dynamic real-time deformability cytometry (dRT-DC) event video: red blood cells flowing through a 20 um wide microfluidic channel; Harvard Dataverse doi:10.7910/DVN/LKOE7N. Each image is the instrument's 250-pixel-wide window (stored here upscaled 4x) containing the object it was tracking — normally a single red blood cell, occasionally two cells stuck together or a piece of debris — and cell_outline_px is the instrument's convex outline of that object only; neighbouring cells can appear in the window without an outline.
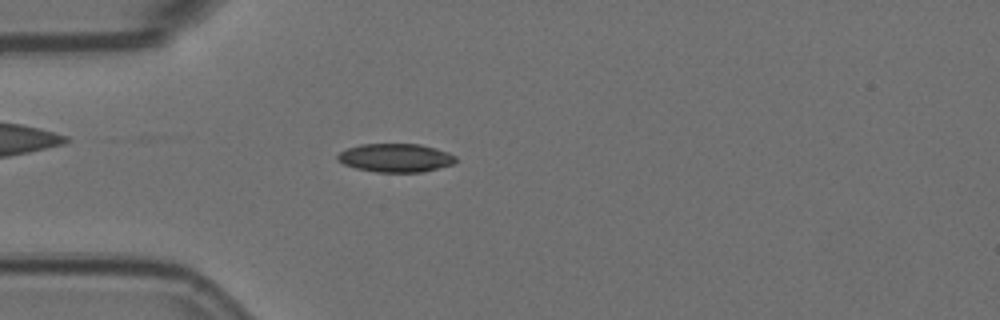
{"species": "Egyptian fruit bat (a non-hibernating species)", "species_latin": "Rousettus aegyptiacus", "temperature_condition": "room temperature", "stored_images_in_passage": 55, "camera_frame_rate_fps": 3000, "um_per_image_px": 0.085, "animal": {"sex": "female"}, "frame": {"image": 1, "passage_image": 14, "time_ms": 4.333, "image_size_px": [1000, 320], "cell_outline_px": [[456, 160], [452, 164], [424, 172], [376, 172], [356, 168], [344, 164], [336, 160], [336, 156], [340, 152], [348, 148], [360, 144], [420, 144], [436, 148], [448, 152], [456, 156]], "centroid_in_image_um": [33.62, 13.41], "position_along_channel_um": 51.4, "area_um2": 19.65}}
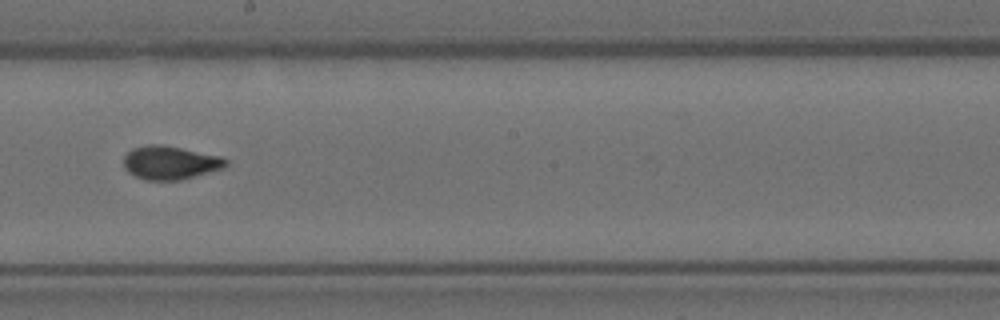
{"frame": {"image": 2, "passage_image": 30, "time_ms": 9.667, "image_size_px": [1000, 320], "cell_outline_px": [[228, 164], [224, 168], [180, 180], [144, 180], [128, 172], [124, 168], [124, 156], [132, 148], [148, 144], [160, 144], [220, 156], [228, 160]], "centroid_in_image_um": [14.45, 13.83], "position_along_channel_um": 233.8, "area_um2": 19.88}}
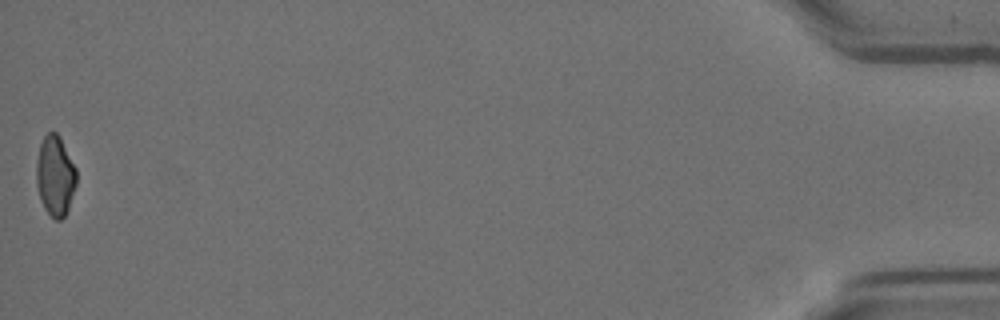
{"frame": {"image": 3, "passage_image": 55, "time_ms": 18.0, "image_size_px": [1000, 320], "cell_outline_px": [[76, 184], [68, 208], [64, 216], [60, 220], [56, 220], [44, 208], [40, 200], [36, 184], [36, 164], [40, 144], [44, 136], [48, 132], [56, 132], [60, 136], [76, 168]], "centroid_in_image_um": [4.68, 14.92], "position_along_channel_um": 430.5, "area_um2": 18.67}, "authors_computed_cell_mechanics": {"area_um2": 19.1318, "velocity_mm_per_s": 3.5678, "shape_relaxation_time_tau1_ms": 5.8644, "shape_relaxation_time_tau2_ms": 1.0983, "deformation_change_tau1": 0.1539, "deformation_change_tau2": 0.0615}}